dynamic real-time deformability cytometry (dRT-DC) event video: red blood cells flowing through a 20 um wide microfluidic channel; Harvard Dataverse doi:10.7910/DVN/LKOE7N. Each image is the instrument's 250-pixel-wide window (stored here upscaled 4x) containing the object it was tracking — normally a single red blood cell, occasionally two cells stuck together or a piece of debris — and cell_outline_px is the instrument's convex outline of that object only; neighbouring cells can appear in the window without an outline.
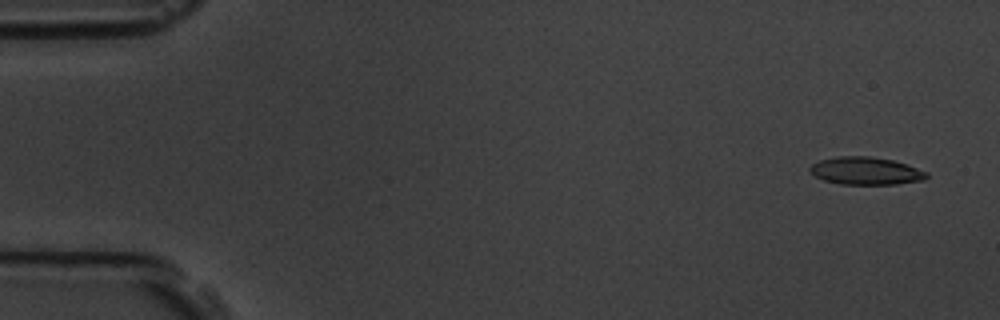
{"species": "common noctule bat (a hibernating species)", "species_latin": "Nyctalus noctula", "temperature_condition": "room temperature", "stored_images_in_passage": 11, "camera_frame_rate_fps": 3000, "um_per_image_px": 0.085, "animal": {"sex": "male", "body_mass_g": 19.5, "forearm_length_mm": 54.6}, "frame": {"image": 1, "passage_image": 1, "time_ms": 0.0, "image_size_px": [1000, 320], "cell_outline_px": [[928, 176], [924, 180], [896, 184], [840, 184], [824, 180], [816, 176], [808, 168], [812, 164], [820, 160], [836, 156], [872, 156], [892, 160], [908, 164], [928, 172]], "centroid_in_image_um": [73.62, 14.52], "position_along_channel_um": 11.4, "area_um2": 18.84}}
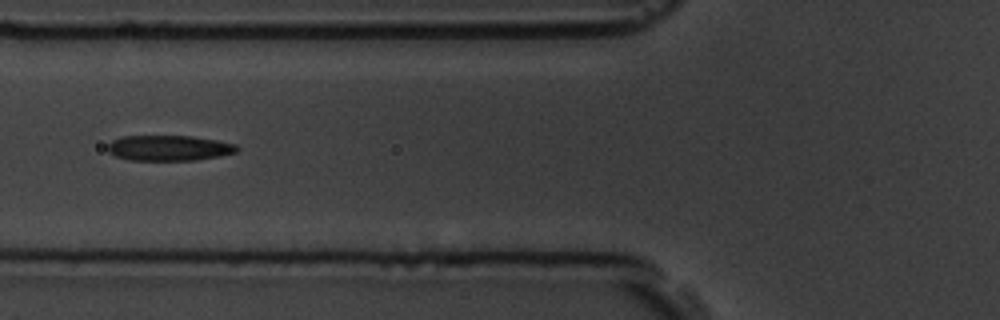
{"frame": {"image": 2, "passage_image": 6, "time_ms": 6.0, "image_size_px": [1000, 320], "cell_outline_px": [[240, 148], [236, 152], [220, 156], [196, 160], [128, 160], [116, 156], [108, 152], [108, 144], [112, 140], [120, 136], [192, 136], [216, 140], [236, 144]], "centroid_in_image_um": [14.36, 12.58], "position_along_channel_um": 111.4, "area_um2": 19.25}}
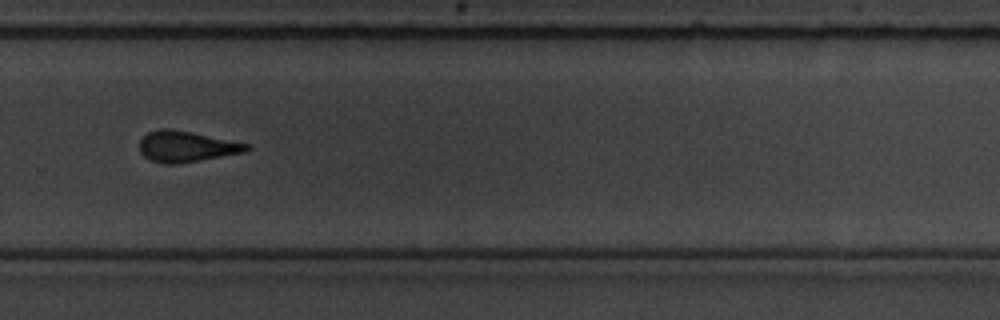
{"frame": {"image": 3, "passage_image": 11, "time_ms": 11.333, "image_size_px": [1000, 320], "cell_outline_px": [[252, 144], [244, 152], [172, 164], [168, 164], [152, 160], [144, 156], [140, 152], [140, 140], [148, 132], [160, 128], [172, 128]], "centroid_in_image_um": [15.83, 12.42], "position_along_channel_um": 314.0, "area_um2": 18.96}}